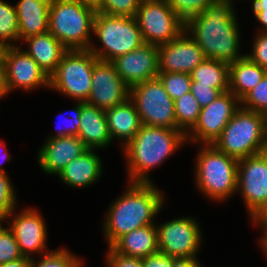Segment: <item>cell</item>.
<instances>
[{
    "label": "cell",
    "instance_id": "51",
    "mask_svg": "<svg viewBox=\"0 0 267 267\" xmlns=\"http://www.w3.org/2000/svg\"><path fill=\"white\" fill-rule=\"evenodd\" d=\"M265 118V133H266V144H267V112L264 114Z\"/></svg>",
    "mask_w": 267,
    "mask_h": 267
},
{
    "label": "cell",
    "instance_id": "18",
    "mask_svg": "<svg viewBox=\"0 0 267 267\" xmlns=\"http://www.w3.org/2000/svg\"><path fill=\"white\" fill-rule=\"evenodd\" d=\"M126 85H134L157 78L159 73L158 46L144 43L133 51L111 61Z\"/></svg>",
    "mask_w": 267,
    "mask_h": 267
},
{
    "label": "cell",
    "instance_id": "22",
    "mask_svg": "<svg viewBox=\"0 0 267 267\" xmlns=\"http://www.w3.org/2000/svg\"><path fill=\"white\" fill-rule=\"evenodd\" d=\"M28 43V48L23 49L50 77L57 69L64 54L68 49L49 31L33 35L19 41Z\"/></svg>",
    "mask_w": 267,
    "mask_h": 267
},
{
    "label": "cell",
    "instance_id": "41",
    "mask_svg": "<svg viewBox=\"0 0 267 267\" xmlns=\"http://www.w3.org/2000/svg\"><path fill=\"white\" fill-rule=\"evenodd\" d=\"M252 3L254 17L261 24L257 32H267V0H253Z\"/></svg>",
    "mask_w": 267,
    "mask_h": 267
},
{
    "label": "cell",
    "instance_id": "1",
    "mask_svg": "<svg viewBox=\"0 0 267 267\" xmlns=\"http://www.w3.org/2000/svg\"><path fill=\"white\" fill-rule=\"evenodd\" d=\"M234 5L227 0L209 4L185 22V30L202 49L204 57L228 64L241 59L240 30ZM240 50V51H239Z\"/></svg>",
    "mask_w": 267,
    "mask_h": 267
},
{
    "label": "cell",
    "instance_id": "19",
    "mask_svg": "<svg viewBox=\"0 0 267 267\" xmlns=\"http://www.w3.org/2000/svg\"><path fill=\"white\" fill-rule=\"evenodd\" d=\"M87 150L78 136L49 138L38 150L37 160L44 173L58 176L68 163Z\"/></svg>",
    "mask_w": 267,
    "mask_h": 267
},
{
    "label": "cell",
    "instance_id": "47",
    "mask_svg": "<svg viewBox=\"0 0 267 267\" xmlns=\"http://www.w3.org/2000/svg\"><path fill=\"white\" fill-rule=\"evenodd\" d=\"M263 233L260 237V248H262V252L265 253V256H267V225L262 229Z\"/></svg>",
    "mask_w": 267,
    "mask_h": 267
},
{
    "label": "cell",
    "instance_id": "11",
    "mask_svg": "<svg viewBox=\"0 0 267 267\" xmlns=\"http://www.w3.org/2000/svg\"><path fill=\"white\" fill-rule=\"evenodd\" d=\"M156 228L159 252L174 258L197 257L203 238L196 218H175Z\"/></svg>",
    "mask_w": 267,
    "mask_h": 267
},
{
    "label": "cell",
    "instance_id": "12",
    "mask_svg": "<svg viewBox=\"0 0 267 267\" xmlns=\"http://www.w3.org/2000/svg\"><path fill=\"white\" fill-rule=\"evenodd\" d=\"M240 107V100L231 91L221 93L201 108L196 124L186 134L187 143L213 144Z\"/></svg>",
    "mask_w": 267,
    "mask_h": 267
},
{
    "label": "cell",
    "instance_id": "50",
    "mask_svg": "<svg viewBox=\"0 0 267 267\" xmlns=\"http://www.w3.org/2000/svg\"><path fill=\"white\" fill-rule=\"evenodd\" d=\"M6 96L3 84V73H0V99Z\"/></svg>",
    "mask_w": 267,
    "mask_h": 267
},
{
    "label": "cell",
    "instance_id": "52",
    "mask_svg": "<svg viewBox=\"0 0 267 267\" xmlns=\"http://www.w3.org/2000/svg\"><path fill=\"white\" fill-rule=\"evenodd\" d=\"M229 3H231L232 5H234V1L233 0H227Z\"/></svg>",
    "mask_w": 267,
    "mask_h": 267
},
{
    "label": "cell",
    "instance_id": "35",
    "mask_svg": "<svg viewBox=\"0 0 267 267\" xmlns=\"http://www.w3.org/2000/svg\"><path fill=\"white\" fill-rule=\"evenodd\" d=\"M24 257L20 251L14 233L0 222V264Z\"/></svg>",
    "mask_w": 267,
    "mask_h": 267
},
{
    "label": "cell",
    "instance_id": "16",
    "mask_svg": "<svg viewBox=\"0 0 267 267\" xmlns=\"http://www.w3.org/2000/svg\"><path fill=\"white\" fill-rule=\"evenodd\" d=\"M130 96V88L121 79L110 61L97 59L94 63L91 91L87 103L100 109L122 104Z\"/></svg>",
    "mask_w": 267,
    "mask_h": 267
},
{
    "label": "cell",
    "instance_id": "43",
    "mask_svg": "<svg viewBox=\"0 0 267 267\" xmlns=\"http://www.w3.org/2000/svg\"><path fill=\"white\" fill-rule=\"evenodd\" d=\"M253 225L263 229L267 225V200L263 206L251 217Z\"/></svg>",
    "mask_w": 267,
    "mask_h": 267
},
{
    "label": "cell",
    "instance_id": "49",
    "mask_svg": "<svg viewBox=\"0 0 267 267\" xmlns=\"http://www.w3.org/2000/svg\"><path fill=\"white\" fill-rule=\"evenodd\" d=\"M81 4L94 8L95 10L101 5L102 0H77Z\"/></svg>",
    "mask_w": 267,
    "mask_h": 267
},
{
    "label": "cell",
    "instance_id": "15",
    "mask_svg": "<svg viewBox=\"0 0 267 267\" xmlns=\"http://www.w3.org/2000/svg\"><path fill=\"white\" fill-rule=\"evenodd\" d=\"M14 214L15 210L9 214L6 223L9 224L8 227L14 233L24 257L32 259L34 254L38 255L40 253V256H42L52 251L47 248V226L40 211L28 207L19 214L17 212L16 215Z\"/></svg>",
    "mask_w": 267,
    "mask_h": 267
},
{
    "label": "cell",
    "instance_id": "30",
    "mask_svg": "<svg viewBox=\"0 0 267 267\" xmlns=\"http://www.w3.org/2000/svg\"><path fill=\"white\" fill-rule=\"evenodd\" d=\"M39 259L32 258L29 267H84L82 259L64 247L43 254Z\"/></svg>",
    "mask_w": 267,
    "mask_h": 267
},
{
    "label": "cell",
    "instance_id": "23",
    "mask_svg": "<svg viewBox=\"0 0 267 267\" xmlns=\"http://www.w3.org/2000/svg\"><path fill=\"white\" fill-rule=\"evenodd\" d=\"M111 139L123 141L124 148L141 127V120L134 102L128 98L122 104L105 109Z\"/></svg>",
    "mask_w": 267,
    "mask_h": 267
},
{
    "label": "cell",
    "instance_id": "32",
    "mask_svg": "<svg viewBox=\"0 0 267 267\" xmlns=\"http://www.w3.org/2000/svg\"><path fill=\"white\" fill-rule=\"evenodd\" d=\"M17 202L15 188L7 172H0V222H6L9 214L15 210Z\"/></svg>",
    "mask_w": 267,
    "mask_h": 267
},
{
    "label": "cell",
    "instance_id": "5",
    "mask_svg": "<svg viewBox=\"0 0 267 267\" xmlns=\"http://www.w3.org/2000/svg\"><path fill=\"white\" fill-rule=\"evenodd\" d=\"M96 10L77 0H51L49 32L68 50L89 49Z\"/></svg>",
    "mask_w": 267,
    "mask_h": 267
},
{
    "label": "cell",
    "instance_id": "29",
    "mask_svg": "<svg viewBox=\"0 0 267 267\" xmlns=\"http://www.w3.org/2000/svg\"><path fill=\"white\" fill-rule=\"evenodd\" d=\"M19 27L15 5L0 0V43L18 46ZM15 42V43H14Z\"/></svg>",
    "mask_w": 267,
    "mask_h": 267
},
{
    "label": "cell",
    "instance_id": "3",
    "mask_svg": "<svg viewBox=\"0 0 267 267\" xmlns=\"http://www.w3.org/2000/svg\"><path fill=\"white\" fill-rule=\"evenodd\" d=\"M186 142V135L181 130L141 125L123 148L128 182L152 183L148 172L162 165Z\"/></svg>",
    "mask_w": 267,
    "mask_h": 267
},
{
    "label": "cell",
    "instance_id": "10",
    "mask_svg": "<svg viewBox=\"0 0 267 267\" xmlns=\"http://www.w3.org/2000/svg\"><path fill=\"white\" fill-rule=\"evenodd\" d=\"M135 19L144 42L157 46L172 41L185 29V22L166 0H142Z\"/></svg>",
    "mask_w": 267,
    "mask_h": 267
},
{
    "label": "cell",
    "instance_id": "9",
    "mask_svg": "<svg viewBox=\"0 0 267 267\" xmlns=\"http://www.w3.org/2000/svg\"><path fill=\"white\" fill-rule=\"evenodd\" d=\"M129 98L136 106L142 125L177 129L174 100L158 78L131 87Z\"/></svg>",
    "mask_w": 267,
    "mask_h": 267
},
{
    "label": "cell",
    "instance_id": "4",
    "mask_svg": "<svg viewBox=\"0 0 267 267\" xmlns=\"http://www.w3.org/2000/svg\"><path fill=\"white\" fill-rule=\"evenodd\" d=\"M238 161L213 144H202L194 167L195 187L210 200L226 201L237 192Z\"/></svg>",
    "mask_w": 267,
    "mask_h": 267
},
{
    "label": "cell",
    "instance_id": "24",
    "mask_svg": "<svg viewBox=\"0 0 267 267\" xmlns=\"http://www.w3.org/2000/svg\"><path fill=\"white\" fill-rule=\"evenodd\" d=\"M51 0H19L17 11L19 40L49 31L48 18Z\"/></svg>",
    "mask_w": 267,
    "mask_h": 267
},
{
    "label": "cell",
    "instance_id": "28",
    "mask_svg": "<svg viewBox=\"0 0 267 267\" xmlns=\"http://www.w3.org/2000/svg\"><path fill=\"white\" fill-rule=\"evenodd\" d=\"M174 109L177 129L186 135L196 124L201 107L194 95L188 92L174 100Z\"/></svg>",
    "mask_w": 267,
    "mask_h": 267
},
{
    "label": "cell",
    "instance_id": "39",
    "mask_svg": "<svg viewBox=\"0 0 267 267\" xmlns=\"http://www.w3.org/2000/svg\"><path fill=\"white\" fill-rule=\"evenodd\" d=\"M190 92L194 95L201 108L206 107L214 101L222 92L210 85H199L198 82H191Z\"/></svg>",
    "mask_w": 267,
    "mask_h": 267
},
{
    "label": "cell",
    "instance_id": "20",
    "mask_svg": "<svg viewBox=\"0 0 267 267\" xmlns=\"http://www.w3.org/2000/svg\"><path fill=\"white\" fill-rule=\"evenodd\" d=\"M96 151L97 149H88L68 163L58 175L60 181L75 189L86 188L99 181L103 174V164Z\"/></svg>",
    "mask_w": 267,
    "mask_h": 267
},
{
    "label": "cell",
    "instance_id": "42",
    "mask_svg": "<svg viewBox=\"0 0 267 267\" xmlns=\"http://www.w3.org/2000/svg\"><path fill=\"white\" fill-rule=\"evenodd\" d=\"M174 257L157 252L142 258L144 267H172Z\"/></svg>",
    "mask_w": 267,
    "mask_h": 267
},
{
    "label": "cell",
    "instance_id": "21",
    "mask_svg": "<svg viewBox=\"0 0 267 267\" xmlns=\"http://www.w3.org/2000/svg\"><path fill=\"white\" fill-rule=\"evenodd\" d=\"M78 137L88 149H103L112 143L104 109L82 101Z\"/></svg>",
    "mask_w": 267,
    "mask_h": 267
},
{
    "label": "cell",
    "instance_id": "40",
    "mask_svg": "<svg viewBox=\"0 0 267 267\" xmlns=\"http://www.w3.org/2000/svg\"><path fill=\"white\" fill-rule=\"evenodd\" d=\"M107 251L106 264L108 267H144L142 258L123 255L116 252L111 246Z\"/></svg>",
    "mask_w": 267,
    "mask_h": 267
},
{
    "label": "cell",
    "instance_id": "25",
    "mask_svg": "<svg viewBox=\"0 0 267 267\" xmlns=\"http://www.w3.org/2000/svg\"><path fill=\"white\" fill-rule=\"evenodd\" d=\"M111 247L118 253L138 258L159 252L156 224L143 226L122 235Z\"/></svg>",
    "mask_w": 267,
    "mask_h": 267
},
{
    "label": "cell",
    "instance_id": "14",
    "mask_svg": "<svg viewBox=\"0 0 267 267\" xmlns=\"http://www.w3.org/2000/svg\"><path fill=\"white\" fill-rule=\"evenodd\" d=\"M237 192L251 218L267 200V151L238 161Z\"/></svg>",
    "mask_w": 267,
    "mask_h": 267
},
{
    "label": "cell",
    "instance_id": "26",
    "mask_svg": "<svg viewBox=\"0 0 267 267\" xmlns=\"http://www.w3.org/2000/svg\"><path fill=\"white\" fill-rule=\"evenodd\" d=\"M266 74L265 69L245 55L229 64V91L241 100Z\"/></svg>",
    "mask_w": 267,
    "mask_h": 267
},
{
    "label": "cell",
    "instance_id": "44",
    "mask_svg": "<svg viewBox=\"0 0 267 267\" xmlns=\"http://www.w3.org/2000/svg\"><path fill=\"white\" fill-rule=\"evenodd\" d=\"M197 257L174 258L172 267H201Z\"/></svg>",
    "mask_w": 267,
    "mask_h": 267
},
{
    "label": "cell",
    "instance_id": "17",
    "mask_svg": "<svg viewBox=\"0 0 267 267\" xmlns=\"http://www.w3.org/2000/svg\"><path fill=\"white\" fill-rule=\"evenodd\" d=\"M204 59L202 49L185 29L172 41L158 46L159 72L191 74Z\"/></svg>",
    "mask_w": 267,
    "mask_h": 267
},
{
    "label": "cell",
    "instance_id": "45",
    "mask_svg": "<svg viewBox=\"0 0 267 267\" xmlns=\"http://www.w3.org/2000/svg\"><path fill=\"white\" fill-rule=\"evenodd\" d=\"M31 263V258L22 257L10 262L0 264V267H29Z\"/></svg>",
    "mask_w": 267,
    "mask_h": 267
},
{
    "label": "cell",
    "instance_id": "6",
    "mask_svg": "<svg viewBox=\"0 0 267 267\" xmlns=\"http://www.w3.org/2000/svg\"><path fill=\"white\" fill-rule=\"evenodd\" d=\"M213 145L237 160L267 151L264 114L240 107Z\"/></svg>",
    "mask_w": 267,
    "mask_h": 267
},
{
    "label": "cell",
    "instance_id": "38",
    "mask_svg": "<svg viewBox=\"0 0 267 267\" xmlns=\"http://www.w3.org/2000/svg\"><path fill=\"white\" fill-rule=\"evenodd\" d=\"M252 45L251 54H245L267 71V32H257Z\"/></svg>",
    "mask_w": 267,
    "mask_h": 267
},
{
    "label": "cell",
    "instance_id": "34",
    "mask_svg": "<svg viewBox=\"0 0 267 267\" xmlns=\"http://www.w3.org/2000/svg\"><path fill=\"white\" fill-rule=\"evenodd\" d=\"M142 0H102L96 12L107 15L135 17Z\"/></svg>",
    "mask_w": 267,
    "mask_h": 267
},
{
    "label": "cell",
    "instance_id": "7",
    "mask_svg": "<svg viewBox=\"0 0 267 267\" xmlns=\"http://www.w3.org/2000/svg\"><path fill=\"white\" fill-rule=\"evenodd\" d=\"M93 35L102 47L91 43L89 50L102 61H112L116 57L139 48L145 42L135 17L107 15L96 12Z\"/></svg>",
    "mask_w": 267,
    "mask_h": 267
},
{
    "label": "cell",
    "instance_id": "48",
    "mask_svg": "<svg viewBox=\"0 0 267 267\" xmlns=\"http://www.w3.org/2000/svg\"><path fill=\"white\" fill-rule=\"evenodd\" d=\"M7 48V45L0 43V73H3L4 71V56Z\"/></svg>",
    "mask_w": 267,
    "mask_h": 267
},
{
    "label": "cell",
    "instance_id": "13",
    "mask_svg": "<svg viewBox=\"0 0 267 267\" xmlns=\"http://www.w3.org/2000/svg\"><path fill=\"white\" fill-rule=\"evenodd\" d=\"M3 84L6 95L18 88L30 92L49 88V76L21 46H8L4 56Z\"/></svg>",
    "mask_w": 267,
    "mask_h": 267
},
{
    "label": "cell",
    "instance_id": "37",
    "mask_svg": "<svg viewBox=\"0 0 267 267\" xmlns=\"http://www.w3.org/2000/svg\"><path fill=\"white\" fill-rule=\"evenodd\" d=\"M76 107L72 110V115L70 117L65 118L62 123V128H56L57 132L53 133V135L48 136L49 138H56V137H66V136H78V130L80 128V116H81V108H82V101H78L75 105ZM65 114H63L64 116ZM67 116V115H66ZM64 116V117H66Z\"/></svg>",
    "mask_w": 267,
    "mask_h": 267
},
{
    "label": "cell",
    "instance_id": "46",
    "mask_svg": "<svg viewBox=\"0 0 267 267\" xmlns=\"http://www.w3.org/2000/svg\"><path fill=\"white\" fill-rule=\"evenodd\" d=\"M3 150L4 151V149H5V152L4 153H2L3 155H2V158L0 157V172H6V170H5V168H3L2 167V163L4 162H9V161H11V155H9L8 153H7V149H6V143L5 142H3L2 140H0V150ZM1 150V151H2ZM2 151V152H3ZM2 159V160H1Z\"/></svg>",
    "mask_w": 267,
    "mask_h": 267
},
{
    "label": "cell",
    "instance_id": "33",
    "mask_svg": "<svg viewBox=\"0 0 267 267\" xmlns=\"http://www.w3.org/2000/svg\"><path fill=\"white\" fill-rule=\"evenodd\" d=\"M241 107L258 113L267 112V74L241 100Z\"/></svg>",
    "mask_w": 267,
    "mask_h": 267
},
{
    "label": "cell",
    "instance_id": "31",
    "mask_svg": "<svg viewBox=\"0 0 267 267\" xmlns=\"http://www.w3.org/2000/svg\"><path fill=\"white\" fill-rule=\"evenodd\" d=\"M157 78L173 100L179 99L182 95L190 92L192 82L191 74L180 72H159Z\"/></svg>",
    "mask_w": 267,
    "mask_h": 267
},
{
    "label": "cell",
    "instance_id": "36",
    "mask_svg": "<svg viewBox=\"0 0 267 267\" xmlns=\"http://www.w3.org/2000/svg\"><path fill=\"white\" fill-rule=\"evenodd\" d=\"M174 12L186 22L189 18L201 14L206 7L218 0H166Z\"/></svg>",
    "mask_w": 267,
    "mask_h": 267
},
{
    "label": "cell",
    "instance_id": "8",
    "mask_svg": "<svg viewBox=\"0 0 267 267\" xmlns=\"http://www.w3.org/2000/svg\"><path fill=\"white\" fill-rule=\"evenodd\" d=\"M97 57L89 49L68 50L49 77V88L75 101L86 102Z\"/></svg>",
    "mask_w": 267,
    "mask_h": 267
},
{
    "label": "cell",
    "instance_id": "2",
    "mask_svg": "<svg viewBox=\"0 0 267 267\" xmlns=\"http://www.w3.org/2000/svg\"><path fill=\"white\" fill-rule=\"evenodd\" d=\"M127 186L128 189L109 205L104 217L103 233L108 247L132 230L156 224L154 217L166 202L154 182H129Z\"/></svg>",
    "mask_w": 267,
    "mask_h": 267
},
{
    "label": "cell",
    "instance_id": "27",
    "mask_svg": "<svg viewBox=\"0 0 267 267\" xmlns=\"http://www.w3.org/2000/svg\"><path fill=\"white\" fill-rule=\"evenodd\" d=\"M192 82L199 85H210L222 93L229 91V64L205 58L191 72Z\"/></svg>",
    "mask_w": 267,
    "mask_h": 267
}]
</instances>
